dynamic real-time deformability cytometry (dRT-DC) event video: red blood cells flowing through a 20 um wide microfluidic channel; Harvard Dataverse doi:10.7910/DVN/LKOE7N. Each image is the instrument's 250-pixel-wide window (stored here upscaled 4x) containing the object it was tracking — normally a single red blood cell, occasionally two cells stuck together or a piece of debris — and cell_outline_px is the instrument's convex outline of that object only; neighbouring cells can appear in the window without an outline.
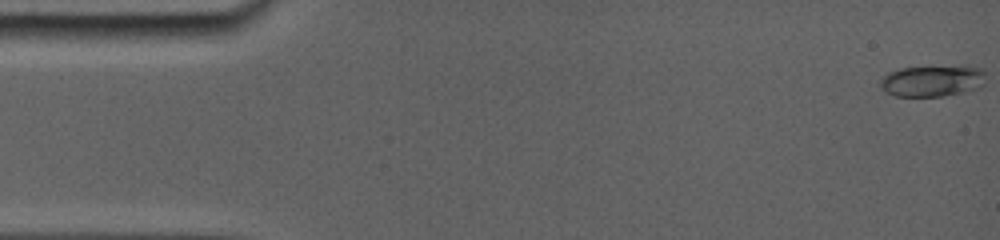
{"species": "common noctule bat (a hibernating species)", "species_latin": "Nyctalus noctula", "temperature_condition": "room temperature", "stored_images_in_passage": 48, "camera_frame_rate_fps": 5000, "um_per_image_px": 0.085, "animal": {"sex": "female", "body_mass_g": 19.0, "forearm_length_mm": 56.7}, "frame": {"image": 1, "passage_image": 1, "time_ms": 0.0, "image_size_px": [1000, 240], "cell_outline_px": [[984, 84], [980, 88], [964, 92], [940, 96], [892, 96], [884, 92], [880, 88], [880, 80], [888, 72], [900, 68], [964, 64], [984, 68]], "centroid_in_image_um": [79.28, 6.84], "position_along_channel_um": 5.7, "area_um2": 20.0}}
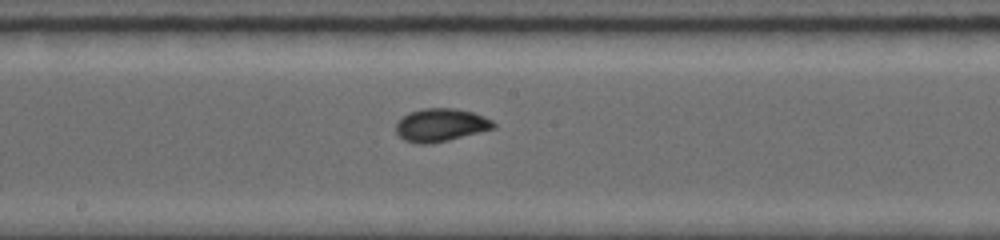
{"frame": {"image": 2, "passage_image": 25, "time_ms": 8.6, "image_size_px": [1000, 240], "cell_outline_px": [[496, 124], [492, 128], [448, 140], [420, 144], [404, 140], [396, 132], [396, 124], [408, 112], [424, 108], [452, 108], [472, 112], [484, 116], [492, 120]], "centroid_in_image_um": [37.44, 10.61], "position_along_channel_um": 210.8, "area_um2": 18.32}}
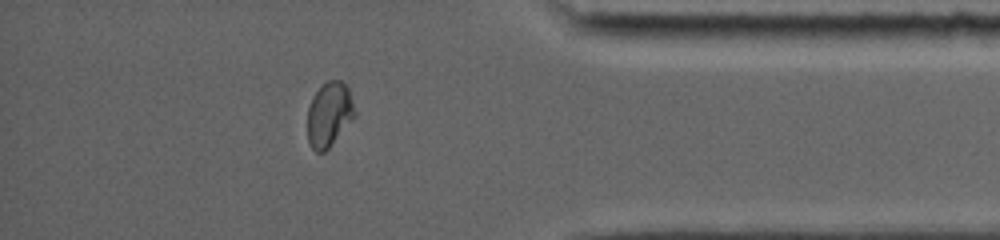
{"frame": {"image": 3, "passage_image": 42, "time_ms": 14.0, "image_size_px": [1000, 240], "cell_outline_px": [[356, 116], [328, 148], [324, 152], [316, 152], [312, 148], [308, 140], [308, 108], [312, 96], [328, 80], [340, 80], [348, 88], [356, 112]], "centroid_in_image_um": [27.99, 9.73], "position_along_channel_um": 407.2, "area_um2": 17.63}, "authors_computed_cell_mechanics": {"area_um2": 17.8024, "velocity_mm_per_s": 3.8889, "shape_relaxation_time_tau1_ms": 7.2542, "shape_relaxation_time_tau2_ms": null, "deformation_change_tau1": 0.17, "deformation_change_tau2": null}}